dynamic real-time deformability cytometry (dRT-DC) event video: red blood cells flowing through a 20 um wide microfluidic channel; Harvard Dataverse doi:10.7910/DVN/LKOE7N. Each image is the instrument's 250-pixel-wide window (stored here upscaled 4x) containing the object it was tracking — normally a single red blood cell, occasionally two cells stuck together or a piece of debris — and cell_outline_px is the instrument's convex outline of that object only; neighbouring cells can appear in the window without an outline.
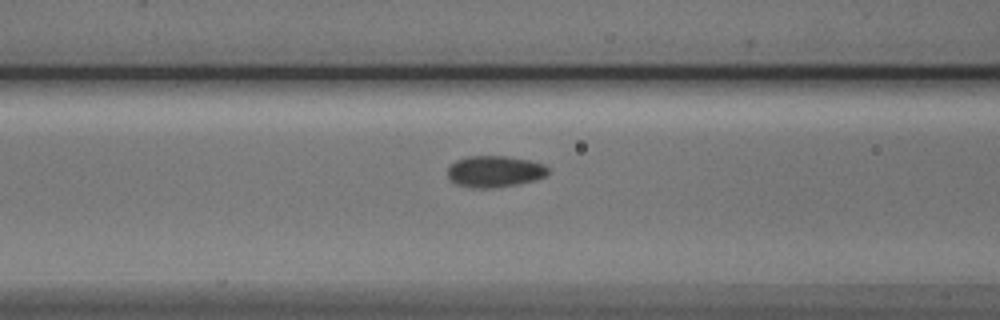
{"species": "Egyptian fruit bat (a non-hibernating species)", "species_latin": "Rousettus aegyptiacus", "temperature_condition": "cold", "stored_images_in_passage": 14, "camera_frame_rate_fps": 3000, "um_per_image_px": 0.085, "animal": {"sex": "male"}, "frame": {"image": 1, "passage_image": 12, "time_ms": 3.667, "image_size_px": [1000, 320], "cell_outline_px": [[548, 176], [536, 180], [496, 188], [472, 188], [456, 184], [448, 176], [448, 168], [456, 160], [468, 156], [508, 156], [528, 160], [544, 164], [548, 168]], "centroid_in_image_um": [42.07, 14.58], "position_along_channel_um": 124.5, "area_um2": 18.5}}